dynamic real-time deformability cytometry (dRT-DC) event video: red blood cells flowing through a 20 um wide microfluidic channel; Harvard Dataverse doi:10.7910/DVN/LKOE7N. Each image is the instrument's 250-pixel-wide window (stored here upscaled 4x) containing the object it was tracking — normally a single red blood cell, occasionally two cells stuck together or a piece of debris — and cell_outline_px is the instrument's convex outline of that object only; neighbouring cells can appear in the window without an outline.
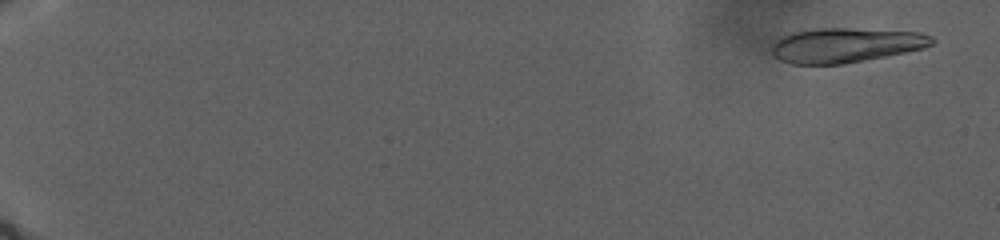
{"species": "human", "species_latin": "Homo sapiens", "temperature_condition": "warm", "stored_images_in_passage": 83, "camera_frame_rate_fps": 3000, "um_per_image_px": 0.085, "donor": {"sex": "male"}, "frame": {"image": 1, "passage_image": 12, "time_ms": 2.0, "image_size_px": [1000, 240], "cell_outline_px": [[936, 40], [932, 44], [924, 48], [844, 64], [792, 64], [780, 60], [772, 56], [772, 40], [780, 36], [792, 32], [812, 28], [848, 28], [920, 32], [932, 36]], "centroid_in_image_um": [71.82, 3.83], "position_along_channel_um": 13.2, "area_um2": 32.6}}
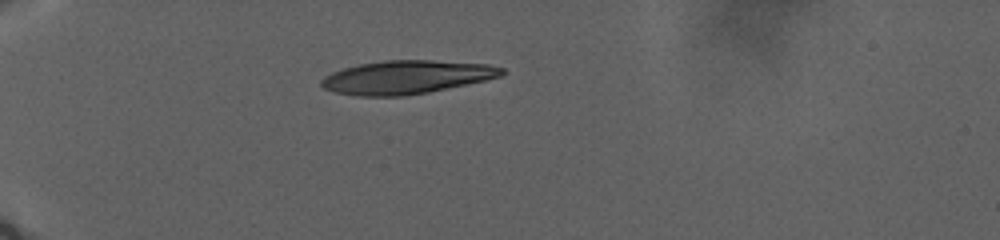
{"frame": {"image": 2, "passage_image": 74, "time_ms": 14.0, "image_size_px": [1000, 240], "cell_outline_px": [[504, 72], [500, 76], [484, 80], [448, 88], [428, 92], [404, 96], [360, 96], [336, 92], [324, 88], [320, 84], [320, 80], [324, 76], [332, 72], [344, 68], [360, 64], [384, 60], [432, 60], [488, 64], [504, 68]], "centroid_in_image_um": [34.53, 6.55], "position_along_channel_um": 50.5, "area_um2": 34.91}}